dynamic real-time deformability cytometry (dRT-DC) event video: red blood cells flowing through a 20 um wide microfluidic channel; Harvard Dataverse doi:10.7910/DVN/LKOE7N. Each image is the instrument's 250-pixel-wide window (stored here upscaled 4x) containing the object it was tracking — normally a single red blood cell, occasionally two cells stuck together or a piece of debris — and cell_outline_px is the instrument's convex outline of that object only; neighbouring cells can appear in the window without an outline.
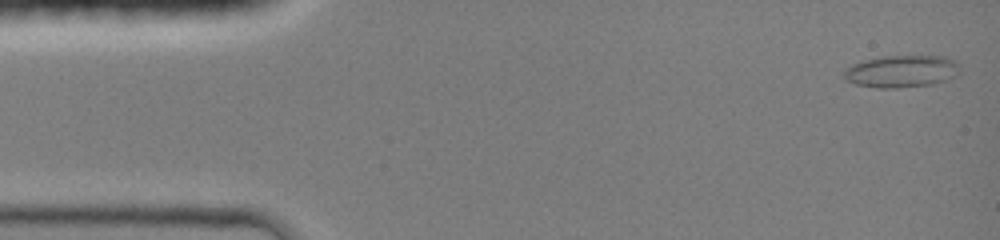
{"species": "common noctule bat (a hibernating species)", "species_latin": "Nyctalus noctula", "temperature_condition": "room temperature", "stored_images_in_passage": 12, "camera_frame_rate_fps": 3000, "um_per_image_px": 0.085, "animal": {"sex": "female", "body_mass_g": 19.0, "forearm_length_mm": 51.5}, "frame": {"image": 1, "passage_image": 1, "time_ms": 0.0, "image_size_px": [1000, 240], "cell_outline_px": [[960, 72], [956, 76], [932, 84], [896, 88], [876, 88], [856, 84], [844, 80], [844, 68], [860, 60], [880, 56], [944, 56], [960, 64]], "centroid_in_image_um": [76.59, 6.05], "position_along_channel_um": 8.4, "area_um2": 22.02}}
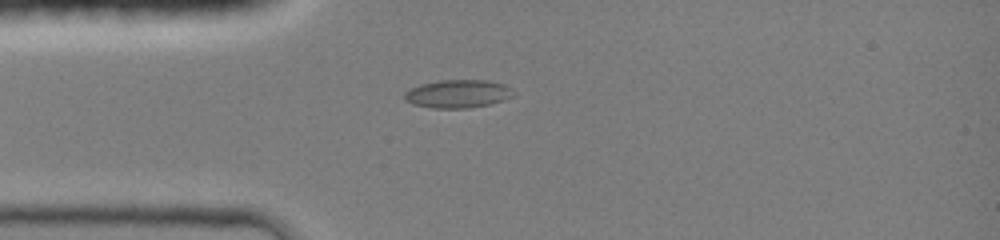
{"frame": {"image": 2, "passage_image": 8, "time_ms": 3.333, "image_size_px": [1000, 240], "cell_outline_px": [[516, 92], [512, 96], [504, 100], [488, 104], [468, 108], [432, 108], [412, 104], [404, 100], [404, 92], [420, 84], [440, 80], [488, 80], [504, 84]], "centroid_in_image_um": [38.91, 7.97], "position_along_channel_um": 46.1, "area_um2": 17.92}}
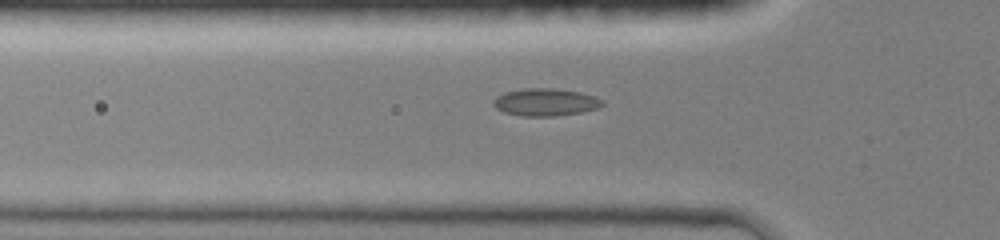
{"frame": {"image": 3, "passage_image": 11, "time_ms": 4.333, "image_size_px": [1000, 240], "cell_outline_px": [[604, 104], [596, 108], [580, 112], [556, 116], [520, 116], [504, 112], [496, 108], [492, 104], [492, 100], [496, 96], [504, 92], [524, 88], [552, 88], [580, 92], [596, 96], [604, 100]], "centroid_in_image_um": [46.34, 8.68], "position_along_channel_um": 79.5, "area_um2": 17.57}}